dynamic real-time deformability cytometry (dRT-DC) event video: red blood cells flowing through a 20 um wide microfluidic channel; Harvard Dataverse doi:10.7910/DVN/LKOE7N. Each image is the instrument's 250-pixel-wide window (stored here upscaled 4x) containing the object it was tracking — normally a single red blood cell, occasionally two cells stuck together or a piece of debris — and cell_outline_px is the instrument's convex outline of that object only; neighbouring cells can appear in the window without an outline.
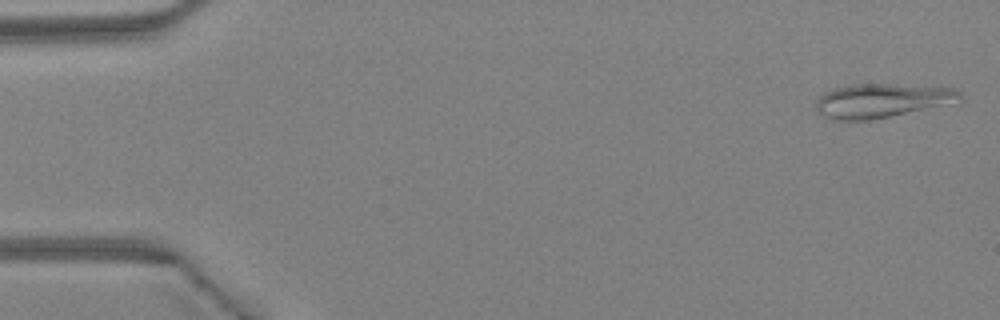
{"species": "Egyptian fruit bat (a non-hibernating species)", "species_latin": "Rousettus aegyptiacus", "temperature_condition": "warm", "stored_images_in_passage": 44, "camera_frame_rate_fps": 3000, "um_per_image_px": 0.085, "animal": {"sex": "female"}, "frame": {"image": 1, "passage_image": 1, "time_ms": 0.0, "image_size_px": [1000, 320], "cell_outline_px": [[964, 100], [960, 104], [872, 120], [836, 120], [824, 116], [816, 112], [816, 100], [824, 92], [832, 88], [852, 84], [888, 84], [956, 88], [964, 96]], "centroid_in_image_um": [75.08, 8.57], "position_along_channel_um": 9.9, "area_um2": 29.59}}
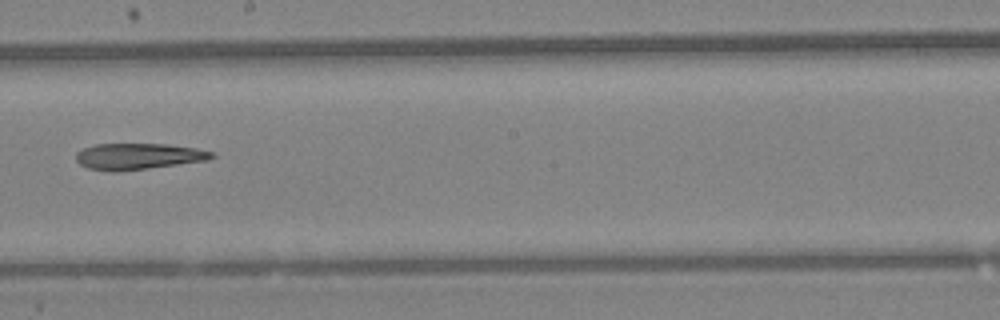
{"frame": {"image": 2, "passage_image": 25, "time_ms": 8.0, "image_size_px": [1000, 320], "cell_outline_px": [[216, 156], [208, 160], [148, 168], [116, 172], [112, 172], [88, 168], [80, 164], [76, 160], [76, 152], [84, 148], [96, 144], [164, 144], [196, 148], [216, 152]], "centroid_in_image_um": [11.77, 13.29], "position_along_channel_um": 236.4, "area_um2": 20.75}}
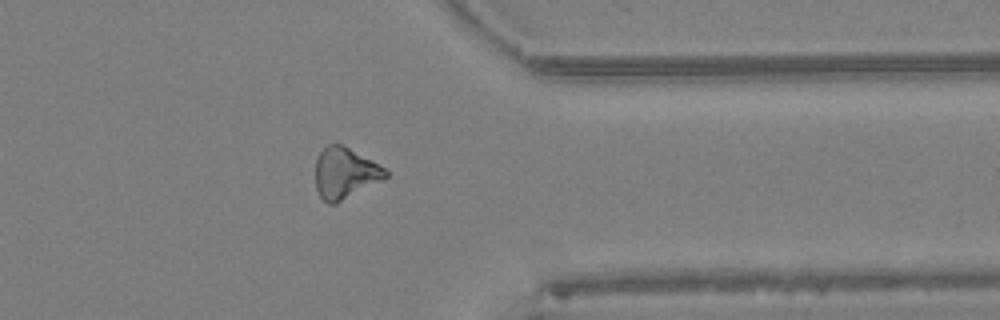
{"frame": {"image": 3, "passage_image": 35, "time_ms": 11.333, "image_size_px": [1000, 320], "cell_outline_px": [[388, 176], [384, 180], [336, 204], [328, 204], [320, 196], [316, 188], [316, 156], [328, 144], [340, 144], [348, 148], [384, 168], [388, 172]], "centroid_in_image_um": [29.31, 14.75], "position_along_channel_um": 382.1, "area_um2": 20.69}, "authors_computed_cell_mechanics": {"area_um2": 21.8195, "velocity_mm_per_s": 4.5966, "shape_relaxation_time_tau1_ms": 7.1816, "shape_relaxation_time_tau2_ms": null, "deformation_change_tau1": 0.1623, "deformation_change_tau2": null}}